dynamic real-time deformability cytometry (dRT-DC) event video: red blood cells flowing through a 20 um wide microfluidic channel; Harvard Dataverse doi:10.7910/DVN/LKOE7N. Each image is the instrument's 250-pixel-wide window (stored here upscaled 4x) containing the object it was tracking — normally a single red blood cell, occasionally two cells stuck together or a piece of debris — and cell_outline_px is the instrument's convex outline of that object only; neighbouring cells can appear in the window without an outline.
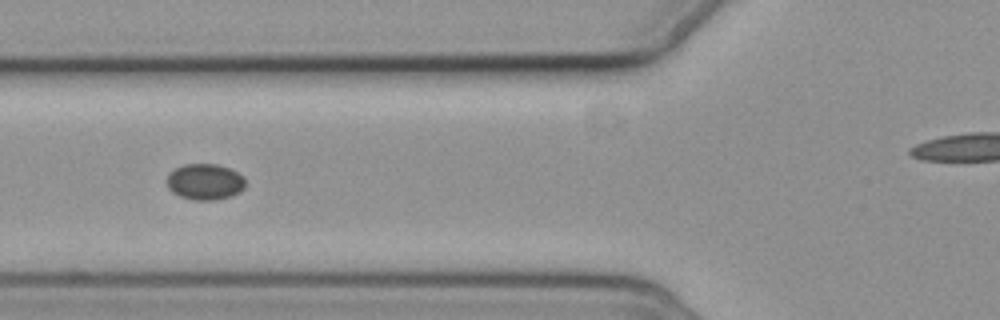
{"species": "common noctule bat (a hibernating species)", "species_latin": "Nyctalus noctula", "temperature_condition": "cold", "stored_images_in_passage": 8, "segment_of_instrument_passage": [1, 2], "camera_frame_rate_fps": 3000, "um_per_image_px": 0.085, "animal": {"sex": "female", "body_mass_g": 19.3, "forearm_length_mm": 54.1}, "frame": {"image": 1, "passage_image": 7, "time_ms": 7.0, "image_size_px": [1000, 320], "cell_outline_px": [[244, 188], [240, 192], [232, 196], [216, 200], [192, 200], [180, 196], [172, 192], [168, 188], [168, 172], [184, 164], [216, 164], [228, 168], [244, 176]], "centroid_in_image_um": [17.42, 15.46], "position_along_channel_um": 108.4, "area_um2": 16.53}}